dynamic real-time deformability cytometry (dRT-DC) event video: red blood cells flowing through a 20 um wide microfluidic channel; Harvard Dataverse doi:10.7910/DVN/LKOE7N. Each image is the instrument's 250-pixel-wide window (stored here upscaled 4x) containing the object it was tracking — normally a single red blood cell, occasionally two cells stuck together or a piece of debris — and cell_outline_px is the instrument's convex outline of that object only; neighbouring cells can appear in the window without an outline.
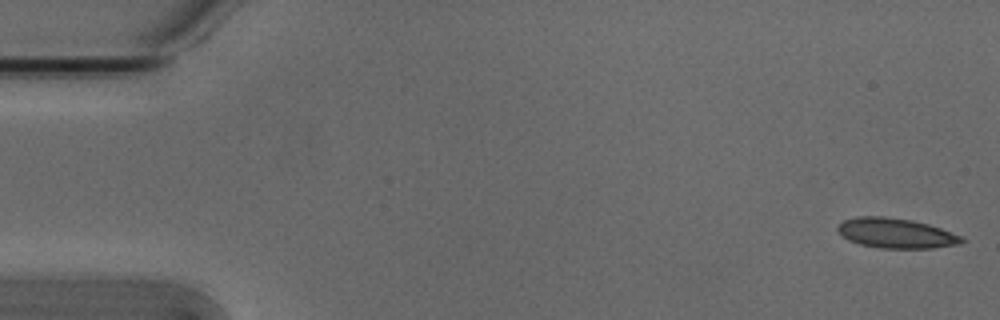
{"species": "Egyptian fruit bat (a non-hibernating species)", "species_latin": "Rousettus aegyptiacus", "temperature_condition": "cold", "stored_images_in_passage": 53, "camera_frame_rate_fps": 3000, "um_per_image_px": 0.085, "animal": {"sex": "male"}, "frame": {"image": 1, "passage_image": 1, "time_ms": 0.0, "image_size_px": [1000, 320], "cell_outline_px": [[968, 240], [960, 244], [932, 248], [880, 248], [860, 244], [848, 240], [836, 228], [844, 220], [856, 216], [884, 216], [912, 220], [928, 224], [940, 228], [960, 236]], "centroid_in_image_um": [76.17, 19.82], "position_along_channel_um": 8.8, "area_um2": 21.56}}
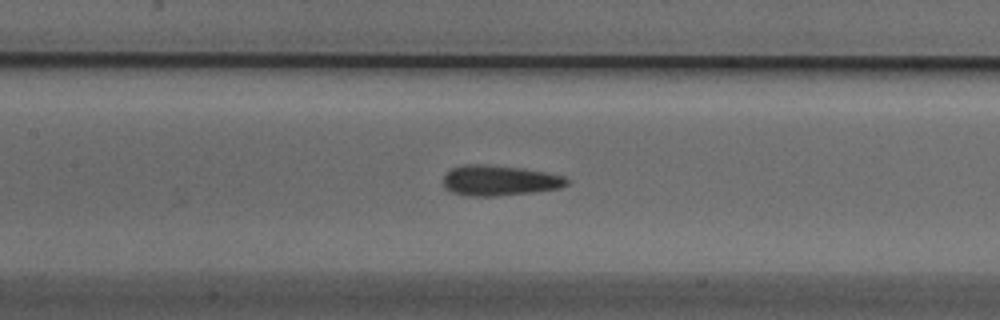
{"frame": {"image": 2, "passage_image": 24, "time_ms": 7.667, "image_size_px": [1000, 320], "cell_outline_px": [[568, 184], [560, 188], [532, 192], [496, 196], [468, 196], [452, 192], [444, 188], [444, 172], [452, 168], [464, 164], [484, 164], [524, 168], [564, 176], [568, 180]], "centroid_in_image_um": [42.42, 15.33], "position_along_channel_um": 165.0, "area_um2": 21.96}}
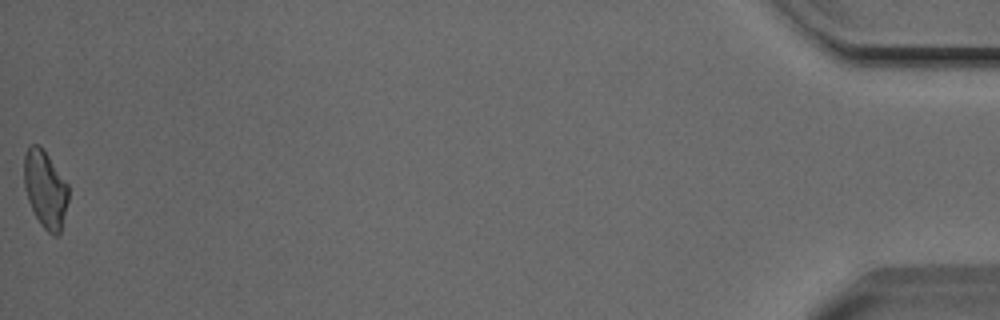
{"frame": {"image": 3, "passage_image": 53, "time_ms": 17.333, "image_size_px": [1000, 320], "cell_outline_px": [[68, 200], [60, 232], [56, 236], [52, 236], [40, 224], [28, 200], [24, 188], [24, 152], [28, 144], [40, 144], [68, 184]], "centroid_in_image_um": [3.83, 16.04], "position_along_channel_um": 431.4, "area_um2": 20.06}, "authors_computed_cell_mechanics": {"area_um2": 21.2704, "velocity_mm_per_s": 3.8359, "shape_relaxation_time_tau1_ms": null, "shape_relaxation_time_tau2_ms": 2.5306, "deformation_change_tau1": null, "deformation_change_tau2": 0.0877}}